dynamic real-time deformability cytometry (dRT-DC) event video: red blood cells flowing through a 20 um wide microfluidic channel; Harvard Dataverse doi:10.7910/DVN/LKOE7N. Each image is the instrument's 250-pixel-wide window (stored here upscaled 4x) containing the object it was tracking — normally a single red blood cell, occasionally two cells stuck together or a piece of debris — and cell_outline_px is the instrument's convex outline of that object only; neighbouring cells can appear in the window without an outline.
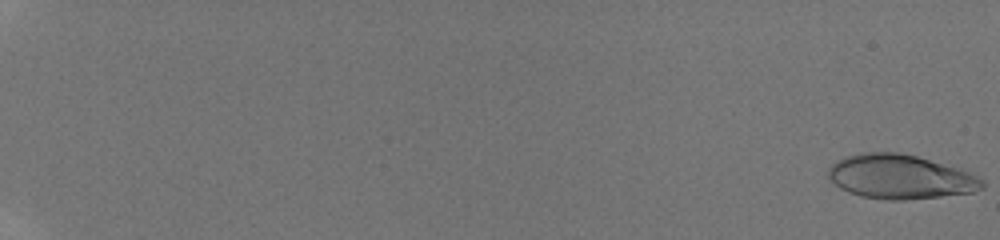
{"species": "human", "species_latin": "Homo sapiens", "temperature_condition": "room temperature", "stored_images_in_passage": 21, "camera_frame_rate_fps": 3000, "um_per_image_px": 0.085, "donor": {"sex": "male"}, "frame": {"image": 1, "passage_image": 1, "time_ms": 0.0, "image_size_px": [1000, 240], "cell_outline_px": [[984, 188], [972, 192], [940, 196], [904, 200], [888, 200], [860, 196], [848, 192], [840, 188], [828, 180], [828, 168], [836, 160], [844, 156], [860, 152], [896, 152], [916, 156], [968, 172], [980, 176], [984, 180]], "centroid_in_image_um": [76.46, 15.03], "position_along_channel_um": 8.5, "area_um2": 39.71}}
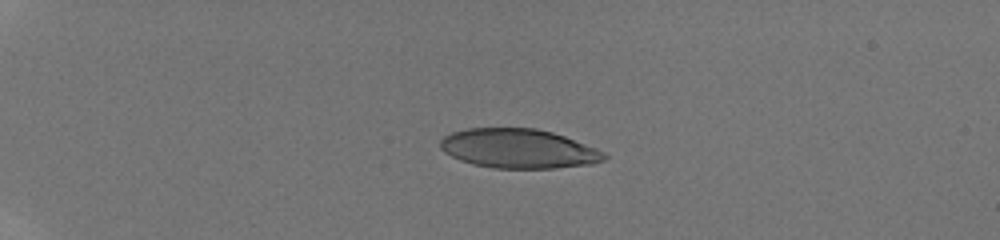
{"frame": {"image": 2, "passage_image": 14, "time_ms": 5.0, "image_size_px": [1000, 240], "cell_outline_px": [[608, 156], [604, 160], [592, 164], [556, 168], [492, 168], [472, 164], [460, 160], [444, 152], [440, 148], [440, 140], [444, 136], [452, 132], [468, 128], [536, 128], [552, 132], [564, 136], [596, 148], [604, 152]], "centroid_in_image_um": [44.07, 12.63], "position_along_channel_um": 40.9, "area_um2": 37.63}}
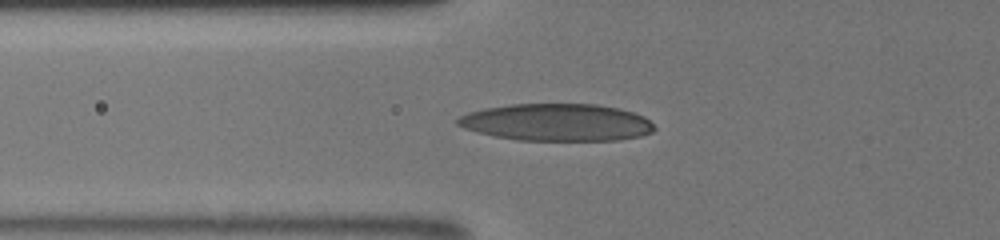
{"frame": {"image": 3, "passage_image": 21, "time_ms": 7.667, "image_size_px": [1000, 240], "cell_outline_px": [[656, 128], [652, 132], [640, 136], [616, 140], [516, 140], [496, 136], [464, 128], [456, 124], [456, 120], [460, 116], [468, 112], [484, 108], [508, 104], [596, 104], [616, 108], [632, 112], [644, 116]], "centroid_in_image_um": [47.31, 10.39], "position_along_channel_um": 78.5, "area_um2": 42.48}}